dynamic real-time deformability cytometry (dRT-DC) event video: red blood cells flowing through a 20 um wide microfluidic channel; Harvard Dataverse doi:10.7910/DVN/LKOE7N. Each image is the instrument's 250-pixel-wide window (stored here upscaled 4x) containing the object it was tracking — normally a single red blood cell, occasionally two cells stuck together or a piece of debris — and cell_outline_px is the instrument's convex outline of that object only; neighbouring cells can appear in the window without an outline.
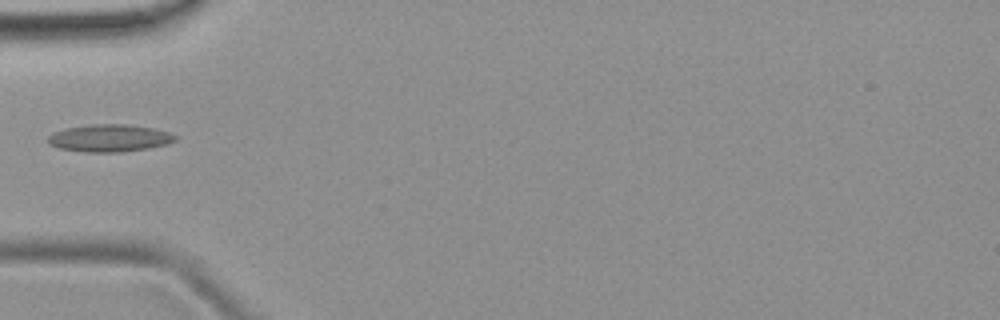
{"species": "common noctule bat (a hibernating species)", "species_latin": "Nyctalus noctula", "temperature_condition": "room temperature", "stored_images_in_passage": 5, "camera_frame_rate_fps": 3000, "um_per_image_px": 0.085, "animal": {"sex": "female", "body_mass_g": 19.9}, "frame": {"image": 1, "passage_image": 5, "time_ms": 4.333, "image_size_px": [1000, 320], "cell_outline_px": [[176, 140], [168, 144], [148, 148], [120, 152], [84, 152], [60, 148], [48, 144], [48, 136], [52, 132], [64, 128], [92, 124], [128, 124], [152, 128], [168, 132], [176, 136]], "centroid_in_image_um": [9.28, 11.73], "position_along_channel_um": 75.7, "area_um2": 20.35}}